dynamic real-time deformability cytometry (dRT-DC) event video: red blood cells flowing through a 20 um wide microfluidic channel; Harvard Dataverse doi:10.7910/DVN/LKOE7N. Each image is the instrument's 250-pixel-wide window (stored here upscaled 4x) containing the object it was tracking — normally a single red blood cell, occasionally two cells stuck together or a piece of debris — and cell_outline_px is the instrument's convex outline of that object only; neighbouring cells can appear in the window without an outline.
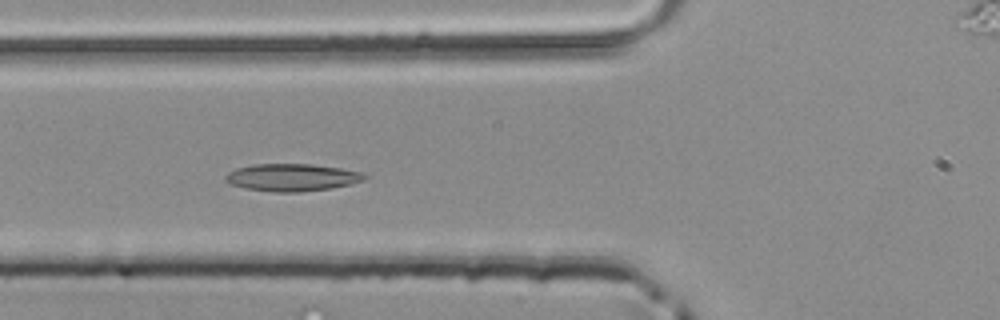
{"species": "common noctule bat (a hibernating species)", "species_latin": "Nyctalus noctula", "temperature_condition": "room temperature", "stored_images_in_passage": 35, "camera_frame_rate_fps": 3000, "um_per_image_px": 0.085, "animal": {"sex": "male", "body_mass_g": 20.4}, "frame": {"image": 1, "passage_image": 6, "time_ms": 1.667, "image_size_px": [1000, 320], "cell_outline_px": [[368, 176], [364, 180], [348, 184], [328, 188], [300, 192], [272, 192], [244, 188], [232, 184], [224, 180], [224, 176], [228, 172], [236, 168], [252, 164], [312, 164], [340, 168], [360, 172]], "centroid_in_image_um": [24.76, 15.07], "position_along_channel_um": 101.0, "area_um2": 22.08}}
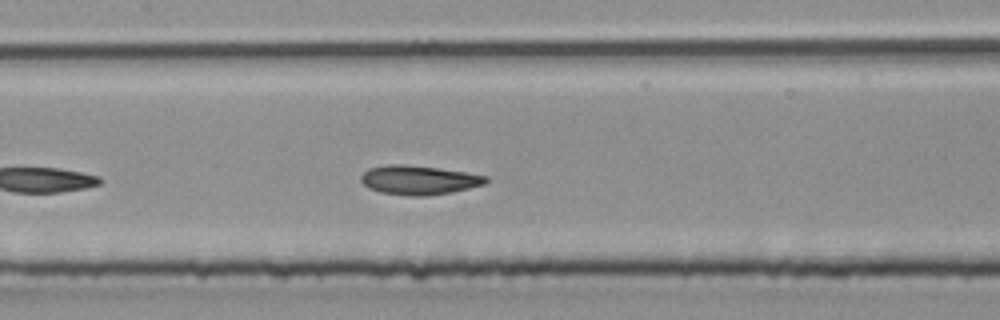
{"frame": {"image": 2, "passage_image": 11, "time_ms": 3.333, "image_size_px": [1000, 320], "cell_outline_px": [[488, 180], [484, 184], [452, 192], [428, 196], [408, 196], [380, 192], [368, 188], [360, 180], [360, 176], [368, 168], [388, 164], [404, 164], [436, 168], [464, 172], [488, 176]], "centroid_in_image_um": [35.56, 15.31], "position_along_channel_um": 171.8, "area_um2": 21.21}}